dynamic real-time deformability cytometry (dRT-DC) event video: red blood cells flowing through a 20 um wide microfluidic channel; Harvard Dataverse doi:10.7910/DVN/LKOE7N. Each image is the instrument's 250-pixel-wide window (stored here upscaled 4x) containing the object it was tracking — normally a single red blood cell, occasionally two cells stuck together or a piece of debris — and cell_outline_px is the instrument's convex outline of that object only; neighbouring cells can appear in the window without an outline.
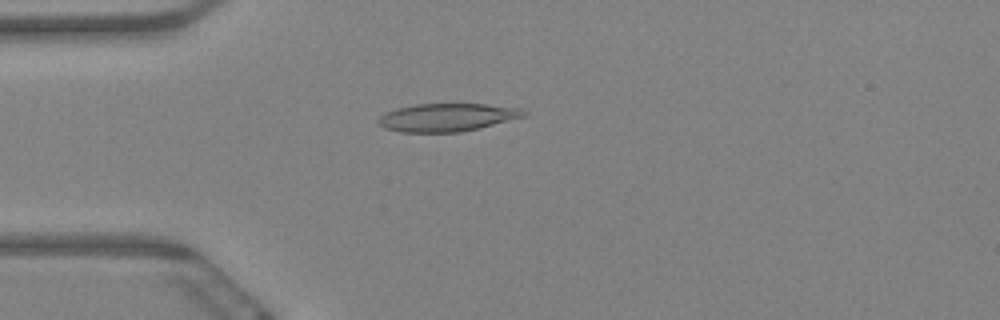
{"species": "Egyptian fruit bat (a non-hibernating species)", "species_latin": "Rousettus aegyptiacus", "temperature_condition": "warm", "stored_images_in_passage": 60, "camera_frame_rate_fps": 3000, "um_per_image_px": 0.085, "animal": {"sex": "female"}, "frame": {"image": 1, "passage_image": 16, "time_ms": 5.0, "image_size_px": [1000, 320], "cell_outline_px": [[528, 116], [480, 128], [460, 132], [400, 132], [384, 128], [376, 120], [384, 112], [396, 108], [416, 104], [488, 104], [520, 108], [528, 112]], "centroid_in_image_um": [38.03, 9.97], "position_along_channel_um": 47.0, "area_um2": 23.99}}
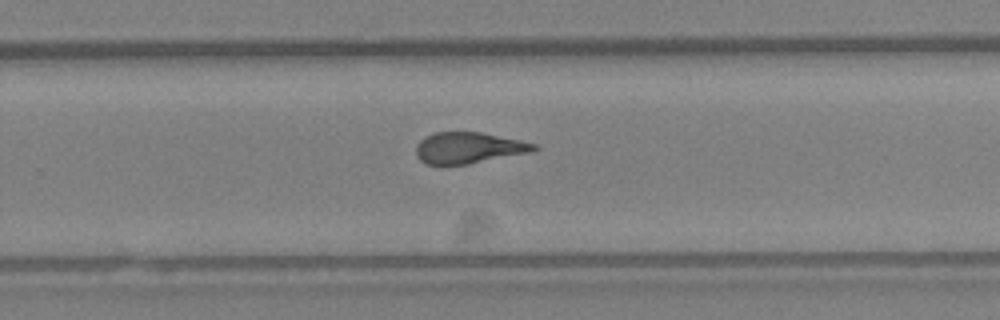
{"frame": {"image": 2, "passage_image": 39, "time_ms": 12.667, "image_size_px": [1000, 320], "cell_outline_px": [[540, 148], [528, 152], [468, 164], [428, 164], [420, 160], [416, 156], [416, 144], [424, 136], [432, 132], [480, 132], [520, 140], [536, 144]], "centroid_in_image_um": [39.78, 12.55], "position_along_channel_um": 290.0, "area_um2": 21.27}}
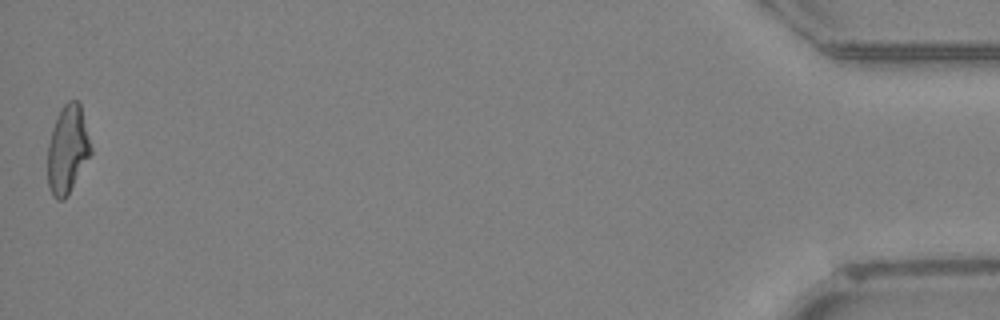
{"frame": {"image": 3, "passage_image": 60, "time_ms": 19.667, "image_size_px": [1000, 320], "cell_outline_px": [[92, 152], [68, 196], [64, 200], [56, 200], [52, 196], [48, 184], [48, 144], [52, 128], [56, 116], [60, 108], [68, 100], [80, 100], [92, 148]], "centroid_in_image_um": [5.75, 12.69], "position_along_channel_um": 429.5, "area_um2": 22.54}, "authors_computed_cell_mechanics": {"area_um2": 22.542, "velocity_mm_per_s": 3.3712, "shape_relaxation_time_tau1_ms": null, "shape_relaxation_time_tau2_ms": 2.4264, "deformation_change_tau1": null, "deformation_change_tau2": 0.1036}}